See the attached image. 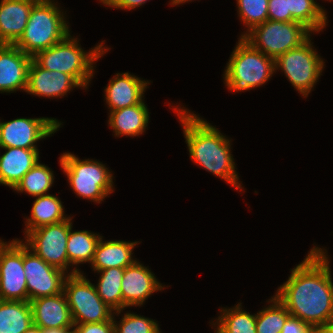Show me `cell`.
<instances>
[{
    "label": "cell",
    "mask_w": 333,
    "mask_h": 333,
    "mask_svg": "<svg viewBox=\"0 0 333 333\" xmlns=\"http://www.w3.org/2000/svg\"><path fill=\"white\" fill-rule=\"evenodd\" d=\"M326 252L316 246L311 248L275 294L291 317L315 330L333 320V282Z\"/></svg>",
    "instance_id": "cell-1"
},
{
    "label": "cell",
    "mask_w": 333,
    "mask_h": 333,
    "mask_svg": "<svg viewBox=\"0 0 333 333\" xmlns=\"http://www.w3.org/2000/svg\"><path fill=\"white\" fill-rule=\"evenodd\" d=\"M178 119L183 128L185 142L193 163L200 165L206 171L223 179L234 186L236 190H242L239 176L235 169L233 155L231 154V139H228L208 121L191 113L185 107L175 106Z\"/></svg>",
    "instance_id": "cell-2"
},
{
    "label": "cell",
    "mask_w": 333,
    "mask_h": 333,
    "mask_svg": "<svg viewBox=\"0 0 333 333\" xmlns=\"http://www.w3.org/2000/svg\"><path fill=\"white\" fill-rule=\"evenodd\" d=\"M78 37L69 33L61 42L36 53L32 59L49 71H60L74 77L85 89L89 87L94 76L95 61L102 58L110 50L101 41L88 52L78 44ZM106 47V48H105Z\"/></svg>",
    "instance_id": "cell-3"
},
{
    "label": "cell",
    "mask_w": 333,
    "mask_h": 333,
    "mask_svg": "<svg viewBox=\"0 0 333 333\" xmlns=\"http://www.w3.org/2000/svg\"><path fill=\"white\" fill-rule=\"evenodd\" d=\"M54 0H38L32 7L25 31L14 44L33 57L41 50L61 42L69 33L64 12Z\"/></svg>",
    "instance_id": "cell-4"
},
{
    "label": "cell",
    "mask_w": 333,
    "mask_h": 333,
    "mask_svg": "<svg viewBox=\"0 0 333 333\" xmlns=\"http://www.w3.org/2000/svg\"><path fill=\"white\" fill-rule=\"evenodd\" d=\"M238 39L223 75L224 84L231 92L260 87L277 72L275 60L254 48L243 37Z\"/></svg>",
    "instance_id": "cell-5"
},
{
    "label": "cell",
    "mask_w": 333,
    "mask_h": 333,
    "mask_svg": "<svg viewBox=\"0 0 333 333\" xmlns=\"http://www.w3.org/2000/svg\"><path fill=\"white\" fill-rule=\"evenodd\" d=\"M59 163L77 197L99 204L114 192L112 171L102 162L81 160L74 154L65 152L61 154Z\"/></svg>",
    "instance_id": "cell-6"
},
{
    "label": "cell",
    "mask_w": 333,
    "mask_h": 333,
    "mask_svg": "<svg viewBox=\"0 0 333 333\" xmlns=\"http://www.w3.org/2000/svg\"><path fill=\"white\" fill-rule=\"evenodd\" d=\"M63 292L67 298L73 324L109 321L114 310L103 302L96 287L86 279L84 273L68 274Z\"/></svg>",
    "instance_id": "cell-7"
},
{
    "label": "cell",
    "mask_w": 333,
    "mask_h": 333,
    "mask_svg": "<svg viewBox=\"0 0 333 333\" xmlns=\"http://www.w3.org/2000/svg\"><path fill=\"white\" fill-rule=\"evenodd\" d=\"M311 36L300 46L275 60V70H282L295 90L308 97L324 70L325 62L312 45Z\"/></svg>",
    "instance_id": "cell-8"
},
{
    "label": "cell",
    "mask_w": 333,
    "mask_h": 333,
    "mask_svg": "<svg viewBox=\"0 0 333 333\" xmlns=\"http://www.w3.org/2000/svg\"><path fill=\"white\" fill-rule=\"evenodd\" d=\"M311 31L299 22L266 20L243 38L266 56L276 60L285 52L300 46Z\"/></svg>",
    "instance_id": "cell-9"
},
{
    "label": "cell",
    "mask_w": 333,
    "mask_h": 333,
    "mask_svg": "<svg viewBox=\"0 0 333 333\" xmlns=\"http://www.w3.org/2000/svg\"><path fill=\"white\" fill-rule=\"evenodd\" d=\"M72 225L70 216L63 222L38 227L25 235L23 243L47 264L67 274L81 272L79 268L74 267L68 273L67 240Z\"/></svg>",
    "instance_id": "cell-10"
},
{
    "label": "cell",
    "mask_w": 333,
    "mask_h": 333,
    "mask_svg": "<svg viewBox=\"0 0 333 333\" xmlns=\"http://www.w3.org/2000/svg\"><path fill=\"white\" fill-rule=\"evenodd\" d=\"M0 300L28 301L23 268V240L0 239Z\"/></svg>",
    "instance_id": "cell-11"
},
{
    "label": "cell",
    "mask_w": 333,
    "mask_h": 333,
    "mask_svg": "<svg viewBox=\"0 0 333 333\" xmlns=\"http://www.w3.org/2000/svg\"><path fill=\"white\" fill-rule=\"evenodd\" d=\"M61 125V121L48 117L0 121V147L38 149L37 142L52 136Z\"/></svg>",
    "instance_id": "cell-12"
},
{
    "label": "cell",
    "mask_w": 333,
    "mask_h": 333,
    "mask_svg": "<svg viewBox=\"0 0 333 333\" xmlns=\"http://www.w3.org/2000/svg\"><path fill=\"white\" fill-rule=\"evenodd\" d=\"M23 268L27 283L28 301L53 296L63 291L68 275L47 264L23 243Z\"/></svg>",
    "instance_id": "cell-13"
},
{
    "label": "cell",
    "mask_w": 333,
    "mask_h": 333,
    "mask_svg": "<svg viewBox=\"0 0 333 333\" xmlns=\"http://www.w3.org/2000/svg\"><path fill=\"white\" fill-rule=\"evenodd\" d=\"M164 288L154 273L136 260L132 265L124 268L121 282L123 310L131 306H142L150 295Z\"/></svg>",
    "instance_id": "cell-14"
},
{
    "label": "cell",
    "mask_w": 333,
    "mask_h": 333,
    "mask_svg": "<svg viewBox=\"0 0 333 333\" xmlns=\"http://www.w3.org/2000/svg\"><path fill=\"white\" fill-rule=\"evenodd\" d=\"M75 87L84 89L74 77L60 71H49L40 67L32 59L28 69L25 91L28 94L38 97L61 98Z\"/></svg>",
    "instance_id": "cell-15"
},
{
    "label": "cell",
    "mask_w": 333,
    "mask_h": 333,
    "mask_svg": "<svg viewBox=\"0 0 333 333\" xmlns=\"http://www.w3.org/2000/svg\"><path fill=\"white\" fill-rule=\"evenodd\" d=\"M32 57L14 44H0V93L26 91Z\"/></svg>",
    "instance_id": "cell-16"
},
{
    "label": "cell",
    "mask_w": 333,
    "mask_h": 333,
    "mask_svg": "<svg viewBox=\"0 0 333 333\" xmlns=\"http://www.w3.org/2000/svg\"><path fill=\"white\" fill-rule=\"evenodd\" d=\"M149 84L147 80L129 72L116 73L104 89V99L109 111L139 104L144 99V92Z\"/></svg>",
    "instance_id": "cell-17"
},
{
    "label": "cell",
    "mask_w": 333,
    "mask_h": 333,
    "mask_svg": "<svg viewBox=\"0 0 333 333\" xmlns=\"http://www.w3.org/2000/svg\"><path fill=\"white\" fill-rule=\"evenodd\" d=\"M33 324L42 329L73 328L67 298L62 291L59 294L31 300Z\"/></svg>",
    "instance_id": "cell-18"
},
{
    "label": "cell",
    "mask_w": 333,
    "mask_h": 333,
    "mask_svg": "<svg viewBox=\"0 0 333 333\" xmlns=\"http://www.w3.org/2000/svg\"><path fill=\"white\" fill-rule=\"evenodd\" d=\"M38 0L0 1V44H15L25 31L30 11Z\"/></svg>",
    "instance_id": "cell-19"
},
{
    "label": "cell",
    "mask_w": 333,
    "mask_h": 333,
    "mask_svg": "<svg viewBox=\"0 0 333 333\" xmlns=\"http://www.w3.org/2000/svg\"><path fill=\"white\" fill-rule=\"evenodd\" d=\"M0 184L14 189L24 175L39 162V149L0 147Z\"/></svg>",
    "instance_id": "cell-20"
},
{
    "label": "cell",
    "mask_w": 333,
    "mask_h": 333,
    "mask_svg": "<svg viewBox=\"0 0 333 333\" xmlns=\"http://www.w3.org/2000/svg\"><path fill=\"white\" fill-rule=\"evenodd\" d=\"M139 241L110 240L103 241V236L99 239L92 259L91 268L93 271H101L108 268H126L132 265L134 259L133 250Z\"/></svg>",
    "instance_id": "cell-21"
},
{
    "label": "cell",
    "mask_w": 333,
    "mask_h": 333,
    "mask_svg": "<svg viewBox=\"0 0 333 333\" xmlns=\"http://www.w3.org/2000/svg\"><path fill=\"white\" fill-rule=\"evenodd\" d=\"M149 122V110L144 99L131 107L110 111L108 125L113 129L115 137L142 135Z\"/></svg>",
    "instance_id": "cell-22"
},
{
    "label": "cell",
    "mask_w": 333,
    "mask_h": 333,
    "mask_svg": "<svg viewBox=\"0 0 333 333\" xmlns=\"http://www.w3.org/2000/svg\"><path fill=\"white\" fill-rule=\"evenodd\" d=\"M35 198L30 217L25 221V235L38 227L57 224L70 217L65 215L64 206L57 196L48 193Z\"/></svg>",
    "instance_id": "cell-23"
},
{
    "label": "cell",
    "mask_w": 333,
    "mask_h": 333,
    "mask_svg": "<svg viewBox=\"0 0 333 333\" xmlns=\"http://www.w3.org/2000/svg\"><path fill=\"white\" fill-rule=\"evenodd\" d=\"M32 324L29 301L0 300V333H24Z\"/></svg>",
    "instance_id": "cell-24"
},
{
    "label": "cell",
    "mask_w": 333,
    "mask_h": 333,
    "mask_svg": "<svg viewBox=\"0 0 333 333\" xmlns=\"http://www.w3.org/2000/svg\"><path fill=\"white\" fill-rule=\"evenodd\" d=\"M73 226L69 230L67 240L68 254V272L70 267L79 264L91 263L97 243L101 236L87 230L72 231ZM70 266V267H69Z\"/></svg>",
    "instance_id": "cell-25"
},
{
    "label": "cell",
    "mask_w": 333,
    "mask_h": 333,
    "mask_svg": "<svg viewBox=\"0 0 333 333\" xmlns=\"http://www.w3.org/2000/svg\"><path fill=\"white\" fill-rule=\"evenodd\" d=\"M98 283L95 285L100 298L119 316L123 312V296L121 282L124 275V268H108L101 271Z\"/></svg>",
    "instance_id": "cell-26"
},
{
    "label": "cell",
    "mask_w": 333,
    "mask_h": 333,
    "mask_svg": "<svg viewBox=\"0 0 333 333\" xmlns=\"http://www.w3.org/2000/svg\"><path fill=\"white\" fill-rule=\"evenodd\" d=\"M242 303L233 308H220V315L212 325L215 333H256V314L243 310Z\"/></svg>",
    "instance_id": "cell-27"
},
{
    "label": "cell",
    "mask_w": 333,
    "mask_h": 333,
    "mask_svg": "<svg viewBox=\"0 0 333 333\" xmlns=\"http://www.w3.org/2000/svg\"><path fill=\"white\" fill-rule=\"evenodd\" d=\"M292 22H299L311 32H320L327 26L326 10L314 0H288Z\"/></svg>",
    "instance_id": "cell-28"
},
{
    "label": "cell",
    "mask_w": 333,
    "mask_h": 333,
    "mask_svg": "<svg viewBox=\"0 0 333 333\" xmlns=\"http://www.w3.org/2000/svg\"><path fill=\"white\" fill-rule=\"evenodd\" d=\"M54 183L53 171L40 161L32 167L13 189L19 193H28L30 196L47 195L46 192Z\"/></svg>",
    "instance_id": "cell-29"
},
{
    "label": "cell",
    "mask_w": 333,
    "mask_h": 333,
    "mask_svg": "<svg viewBox=\"0 0 333 333\" xmlns=\"http://www.w3.org/2000/svg\"><path fill=\"white\" fill-rule=\"evenodd\" d=\"M268 303V307L256 313V333H281L291 315L275 295Z\"/></svg>",
    "instance_id": "cell-30"
},
{
    "label": "cell",
    "mask_w": 333,
    "mask_h": 333,
    "mask_svg": "<svg viewBox=\"0 0 333 333\" xmlns=\"http://www.w3.org/2000/svg\"><path fill=\"white\" fill-rule=\"evenodd\" d=\"M240 20L247 27L240 37H244L254 27L268 20L269 0H236Z\"/></svg>",
    "instance_id": "cell-31"
},
{
    "label": "cell",
    "mask_w": 333,
    "mask_h": 333,
    "mask_svg": "<svg viewBox=\"0 0 333 333\" xmlns=\"http://www.w3.org/2000/svg\"><path fill=\"white\" fill-rule=\"evenodd\" d=\"M123 315L120 321L114 316V333H162L157 321L151 318L131 312Z\"/></svg>",
    "instance_id": "cell-32"
},
{
    "label": "cell",
    "mask_w": 333,
    "mask_h": 333,
    "mask_svg": "<svg viewBox=\"0 0 333 333\" xmlns=\"http://www.w3.org/2000/svg\"><path fill=\"white\" fill-rule=\"evenodd\" d=\"M268 20L279 22H292L288 0H269Z\"/></svg>",
    "instance_id": "cell-33"
},
{
    "label": "cell",
    "mask_w": 333,
    "mask_h": 333,
    "mask_svg": "<svg viewBox=\"0 0 333 333\" xmlns=\"http://www.w3.org/2000/svg\"><path fill=\"white\" fill-rule=\"evenodd\" d=\"M74 333H114V316L105 322L74 324Z\"/></svg>",
    "instance_id": "cell-34"
},
{
    "label": "cell",
    "mask_w": 333,
    "mask_h": 333,
    "mask_svg": "<svg viewBox=\"0 0 333 333\" xmlns=\"http://www.w3.org/2000/svg\"><path fill=\"white\" fill-rule=\"evenodd\" d=\"M281 333H316V330L298 318L290 317L284 324Z\"/></svg>",
    "instance_id": "cell-35"
},
{
    "label": "cell",
    "mask_w": 333,
    "mask_h": 333,
    "mask_svg": "<svg viewBox=\"0 0 333 333\" xmlns=\"http://www.w3.org/2000/svg\"><path fill=\"white\" fill-rule=\"evenodd\" d=\"M147 0H100L103 5L115 9L132 10L146 3Z\"/></svg>",
    "instance_id": "cell-36"
},
{
    "label": "cell",
    "mask_w": 333,
    "mask_h": 333,
    "mask_svg": "<svg viewBox=\"0 0 333 333\" xmlns=\"http://www.w3.org/2000/svg\"><path fill=\"white\" fill-rule=\"evenodd\" d=\"M43 333H74L73 328H48L43 329Z\"/></svg>",
    "instance_id": "cell-37"
},
{
    "label": "cell",
    "mask_w": 333,
    "mask_h": 333,
    "mask_svg": "<svg viewBox=\"0 0 333 333\" xmlns=\"http://www.w3.org/2000/svg\"><path fill=\"white\" fill-rule=\"evenodd\" d=\"M316 333H333V320L330 321L327 325L318 328Z\"/></svg>",
    "instance_id": "cell-38"
},
{
    "label": "cell",
    "mask_w": 333,
    "mask_h": 333,
    "mask_svg": "<svg viewBox=\"0 0 333 333\" xmlns=\"http://www.w3.org/2000/svg\"><path fill=\"white\" fill-rule=\"evenodd\" d=\"M24 333H43V329L37 325L32 324L31 327Z\"/></svg>",
    "instance_id": "cell-39"
},
{
    "label": "cell",
    "mask_w": 333,
    "mask_h": 333,
    "mask_svg": "<svg viewBox=\"0 0 333 333\" xmlns=\"http://www.w3.org/2000/svg\"><path fill=\"white\" fill-rule=\"evenodd\" d=\"M189 1H192V0H171L170 5H173V6L177 5L178 6L180 4H184V3L189 2Z\"/></svg>",
    "instance_id": "cell-40"
}]
</instances>
